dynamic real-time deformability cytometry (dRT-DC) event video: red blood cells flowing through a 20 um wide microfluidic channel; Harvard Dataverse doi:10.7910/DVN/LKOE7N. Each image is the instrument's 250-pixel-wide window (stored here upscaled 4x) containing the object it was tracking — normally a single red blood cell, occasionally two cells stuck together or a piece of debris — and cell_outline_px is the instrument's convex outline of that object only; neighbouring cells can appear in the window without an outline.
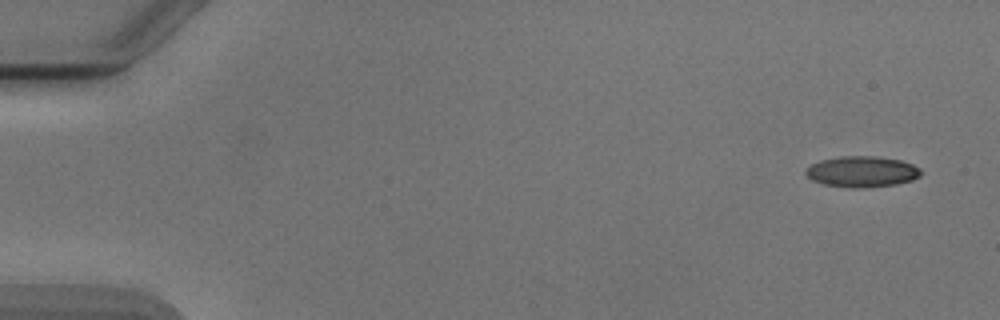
{"species": "Egyptian fruit bat (a non-hibernating species)", "species_latin": "Rousettus aegyptiacus", "temperature_condition": "cold", "stored_images_in_passage": 4, "camera_frame_rate_fps": 3000, "um_per_image_px": 0.085, "animal": {"sex": "male"}, "frame": {"image": 1, "passage_image": 1, "time_ms": 0.0, "image_size_px": [1000, 320], "cell_outline_px": [[924, 172], [920, 176], [912, 180], [896, 184], [852, 188], [824, 184], [812, 180], [804, 172], [812, 164], [820, 160], [840, 156], [876, 156], [900, 160], [912, 164], [920, 168]], "centroid_in_image_um": [73.29, 14.58], "position_along_channel_um": 11.7, "area_um2": 20.63}}